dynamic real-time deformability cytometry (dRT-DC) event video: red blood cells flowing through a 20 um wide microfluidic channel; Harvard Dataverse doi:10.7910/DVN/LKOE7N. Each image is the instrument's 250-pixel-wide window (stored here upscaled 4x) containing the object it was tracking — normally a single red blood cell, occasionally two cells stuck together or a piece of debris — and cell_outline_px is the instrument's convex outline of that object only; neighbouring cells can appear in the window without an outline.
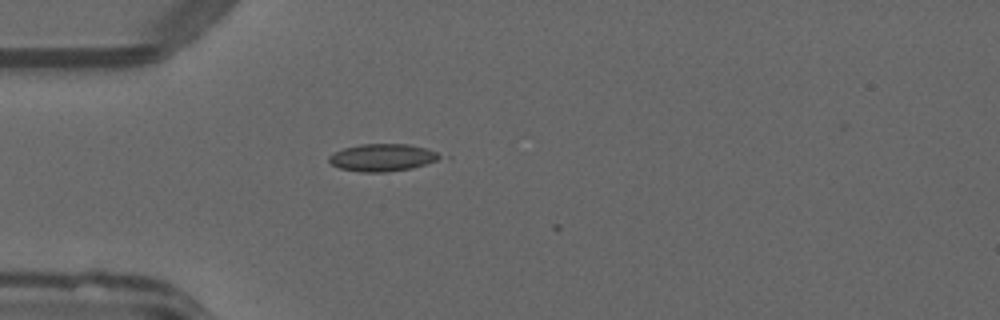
{"species": "common noctule bat (a hibernating species)", "species_latin": "Nyctalus noctula", "temperature_condition": "warm", "stored_images_in_passage": 3, "camera_frame_rate_fps": 3000, "um_per_image_px": 0.085, "animal": {"sex": "male", "forearm_length_mm": 52.5}, "frame": {"image": 1, "passage_image": 1, "time_ms": 0.0, "image_size_px": [1000, 320], "cell_outline_px": [[452, 156], [412, 168], [384, 172], [360, 172], [340, 168], [332, 164], [328, 160], [328, 156], [344, 148], [360, 144], [408, 144], [428, 148]], "centroid_in_image_um": [32.63, 13.38], "position_along_channel_um": 52.4, "area_um2": 18.03}}